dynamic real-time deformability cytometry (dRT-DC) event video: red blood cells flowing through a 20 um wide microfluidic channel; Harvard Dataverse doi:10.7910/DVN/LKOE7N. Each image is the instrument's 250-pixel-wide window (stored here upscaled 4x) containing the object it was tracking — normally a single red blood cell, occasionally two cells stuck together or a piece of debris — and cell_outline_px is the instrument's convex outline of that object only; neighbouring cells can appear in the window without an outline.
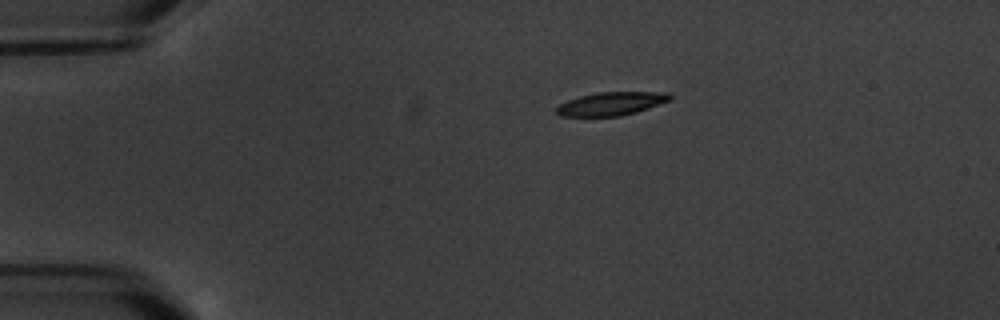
{"species": "common noctule bat (a hibernating species)", "species_latin": "Nyctalus noctula", "temperature_condition": "warm", "stored_images_in_passage": 2, "camera_frame_rate_fps": 3000, "um_per_image_px": 0.085, "animal": {"sex": "male", "body_mass_g": 20.1, "forearm_length_mm": 53.5}, "frame": {"image": 1, "passage_image": 1, "time_ms": 0.0, "image_size_px": [1000, 320], "cell_outline_px": [[672, 100], [636, 112], [620, 116], [560, 116], [556, 112], [556, 108], [560, 104], [568, 100], [580, 96], [596, 92], [668, 92], [672, 96]], "centroid_in_image_um": [51.98, 8.81], "position_along_channel_um": 33.0, "area_um2": 15.43}}